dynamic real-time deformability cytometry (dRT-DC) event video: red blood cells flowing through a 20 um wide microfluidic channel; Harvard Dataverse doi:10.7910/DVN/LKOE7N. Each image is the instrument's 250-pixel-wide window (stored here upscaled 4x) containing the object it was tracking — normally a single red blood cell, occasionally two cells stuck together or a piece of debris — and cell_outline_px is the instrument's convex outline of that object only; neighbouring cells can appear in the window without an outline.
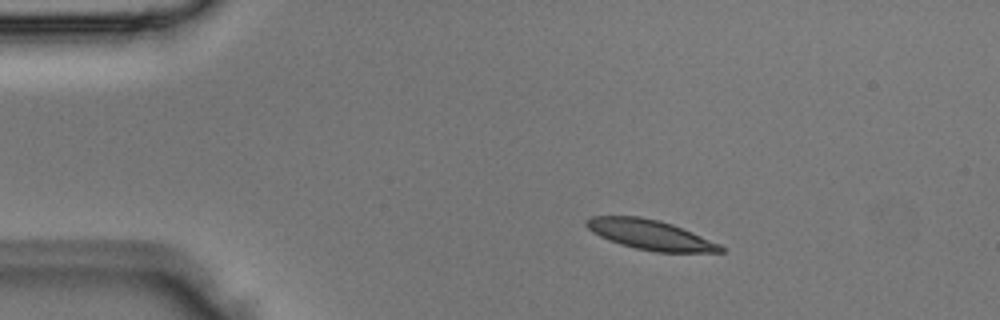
{"species": "Egyptian fruit bat (a non-hibernating species)", "species_latin": "Rousettus aegyptiacus", "temperature_condition": "room temperature", "stored_images_in_passage": 2, "camera_frame_rate_fps": 3000, "um_per_image_px": 0.085, "animal": {"sex": "male"}, "frame": {"image": 1, "passage_image": 1, "time_ms": 0.0, "image_size_px": [1000, 320], "cell_outline_px": [[724, 252], [656, 252], [636, 248], [620, 244], [600, 236], [592, 232], [584, 224], [584, 220], [592, 216], [640, 216], [660, 220], [672, 224], [720, 244], [724, 248]], "centroid_in_image_um": [55.24, 19.94], "position_along_channel_um": 29.8, "area_um2": 23.24}}